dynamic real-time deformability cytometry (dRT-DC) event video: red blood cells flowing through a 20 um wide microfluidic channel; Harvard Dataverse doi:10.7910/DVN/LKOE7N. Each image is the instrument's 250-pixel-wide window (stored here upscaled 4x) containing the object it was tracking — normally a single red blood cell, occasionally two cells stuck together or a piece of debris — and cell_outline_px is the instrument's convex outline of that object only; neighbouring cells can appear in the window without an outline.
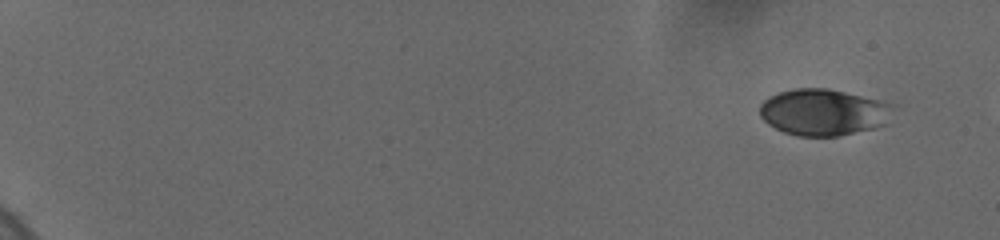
{"species": "human", "species_latin": "Homo sapiens", "temperature_condition": "cold", "stored_images_in_passage": 12, "camera_frame_rate_fps": 3000, "um_per_image_px": 0.085, "donor": {"sex": "female"}, "frame": {"image": 1, "passage_image": 1, "time_ms": 0.0, "image_size_px": [1000, 240], "cell_outline_px": [[896, 104], [884, 124], [872, 128], [836, 136], [796, 136], [784, 132], [768, 124], [760, 116], [760, 104], [768, 96], [792, 88], [828, 88], [880, 100]], "centroid_in_image_um": [69.96, 9.52], "position_along_channel_um": 15.0, "area_um2": 36.07}}